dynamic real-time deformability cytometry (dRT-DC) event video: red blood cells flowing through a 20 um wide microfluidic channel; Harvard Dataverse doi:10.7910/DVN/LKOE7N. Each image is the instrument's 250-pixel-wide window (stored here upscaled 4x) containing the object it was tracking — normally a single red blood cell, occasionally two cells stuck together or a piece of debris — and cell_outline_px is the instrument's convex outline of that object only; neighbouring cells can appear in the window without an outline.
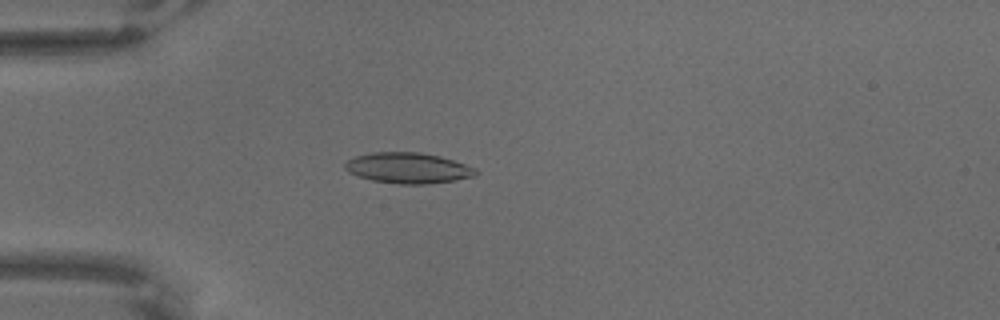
{"species": "common noctule bat (a hibernating species)", "species_latin": "Nyctalus noctula", "temperature_condition": "warm", "stored_images_in_passage": 68, "camera_frame_rate_fps": 3000, "um_per_image_px": 0.085, "animal": {"sex": "male", "body_mass_g": 18.8}, "frame": {"image": 1, "passage_image": 20, "time_ms": 6.333, "image_size_px": [1000, 320], "cell_outline_px": [[480, 172], [476, 176], [456, 180], [428, 184], [396, 184], [372, 180], [348, 172], [344, 168], [344, 164], [348, 160], [356, 156], [372, 152], [420, 152], [440, 156], [476, 168]], "centroid_in_image_um": [34.71, 14.28], "position_along_channel_um": 50.3, "area_um2": 23.47}}
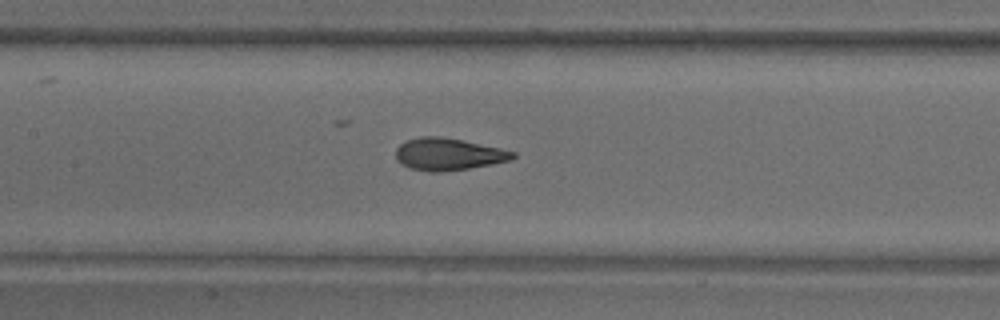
{"frame": {"image": 2, "passage_image": 33, "time_ms": 10.667, "image_size_px": [1000, 320], "cell_outline_px": [[516, 156], [508, 160], [492, 164], [444, 172], [428, 172], [408, 168], [400, 164], [396, 160], [396, 148], [400, 144], [408, 140], [420, 136], [440, 136], [500, 148], [516, 152]], "centroid_in_image_um": [38.05, 13.12], "position_along_channel_um": 169.3, "area_um2": 21.91}}
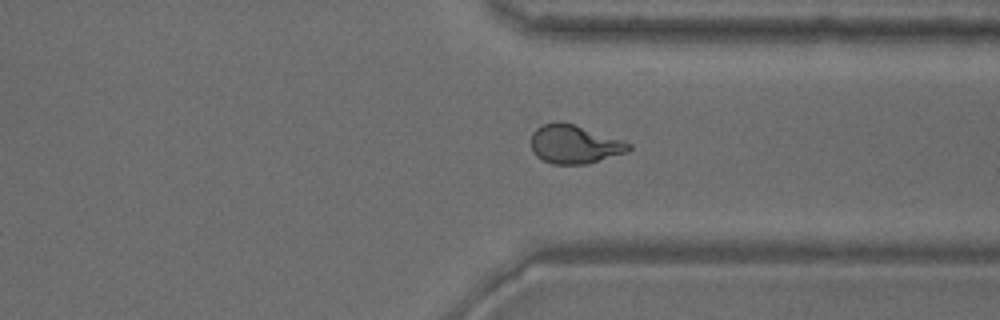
{"frame": {"image": 3, "passage_image": 52, "time_ms": 17.0, "image_size_px": [1000, 320], "cell_outline_px": [[632, 148], [628, 152], [588, 164], [552, 164], [536, 156], [532, 152], [532, 132], [536, 128], [544, 124], [556, 120], [560, 120], [624, 140], [632, 144]], "centroid_in_image_um": [48.85, 12.26], "position_along_channel_um": 362.6, "area_um2": 22.2}}